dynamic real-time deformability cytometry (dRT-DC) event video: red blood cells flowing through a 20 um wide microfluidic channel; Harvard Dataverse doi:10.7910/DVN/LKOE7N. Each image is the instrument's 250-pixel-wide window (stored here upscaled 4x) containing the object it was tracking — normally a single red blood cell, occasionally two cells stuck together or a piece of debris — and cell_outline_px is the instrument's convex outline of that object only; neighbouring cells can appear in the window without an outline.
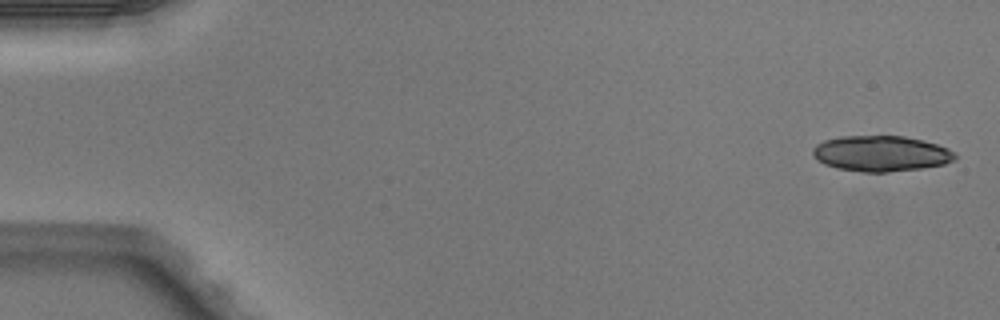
{"species": "Egyptian fruit bat (a non-hibernating species)", "species_latin": "Rousettus aegyptiacus", "temperature_condition": "warm", "stored_images_in_passage": 6, "segment_of_instrument_passage": [2, 2], "camera_frame_rate_fps": 3000, "um_per_image_px": 0.085, "animal": {"sex": "male"}, "frame": {"image": 1, "passage_image": 6, "time_ms": 1.667, "image_size_px": [1000, 320], "cell_outline_px": [[956, 160], [944, 164], [920, 168], [888, 172], [860, 172], [836, 168], [824, 164], [816, 160], [812, 152], [812, 148], [816, 144], [824, 140], [840, 136], [904, 136], [924, 140], [948, 148], [956, 152]], "centroid_in_image_um": [74.87, 13.05], "position_along_channel_um": 10.1, "area_um2": 29.82}}